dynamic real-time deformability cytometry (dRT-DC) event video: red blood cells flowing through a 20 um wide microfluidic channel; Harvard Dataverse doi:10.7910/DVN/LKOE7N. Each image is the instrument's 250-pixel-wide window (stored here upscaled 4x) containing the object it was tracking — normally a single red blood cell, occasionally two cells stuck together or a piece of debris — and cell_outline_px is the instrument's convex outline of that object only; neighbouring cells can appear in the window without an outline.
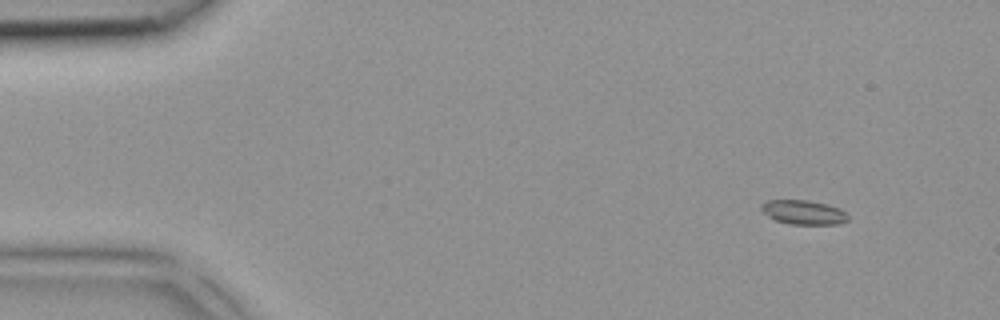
{"species": "common noctule bat (a hibernating species)", "species_latin": "Nyctalus noctula", "temperature_condition": "room temperature", "stored_images_in_passage": 5, "camera_frame_rate_fps": 3000, "um_per_image_px": 0.085, "animal": {"sex": "female", "body_mass_g": 18.4}, "frame": {"image": 1, "passage_image": 2, "time_ms": 0.333, "image_size_px": [1000, 320], "cell_outline_px": [[848, 220], [840, 224], [792, 224], [776, 220], [768, 216], [760, 208], [760, 204], [764, 200], [808, 200], [828, 204], [840, 208], [848, 216]], "centroid_in_image_um": [68.29, 18.03], "position_along_channel_um": 16.7, "area_um2": 12.31}}